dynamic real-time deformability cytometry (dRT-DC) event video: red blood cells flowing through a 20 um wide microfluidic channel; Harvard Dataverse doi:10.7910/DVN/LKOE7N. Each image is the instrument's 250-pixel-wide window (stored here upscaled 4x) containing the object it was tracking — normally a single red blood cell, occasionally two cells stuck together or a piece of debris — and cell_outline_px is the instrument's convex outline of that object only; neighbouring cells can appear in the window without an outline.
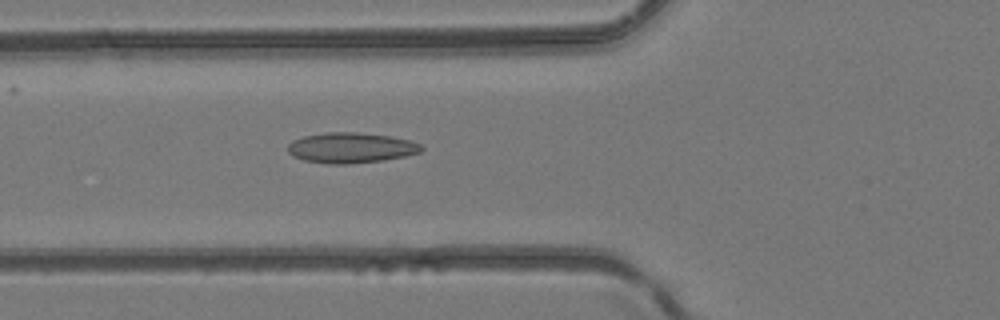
{"species": "common noctule bat (a hibernating species)", "species_latin": "Nyctalus noctula", "temperature_condition": "room temperature", "stored_images_in_passage": 42, "camera_frame_rate_fps": 3000, "um_per_image_px": 0.085, "animal": {"sex": "female", "body_mass_g": 24.6, "forearm_length_mm": 56.2}, "frame": {"image": 1, "passage_image": 12, "time_ms": 3.667, "image_size_px": [1000, 320], "cell_outline_px": [[424, 148], [420, 152], [404, 156], [384, 160], [348, 164], [328, 164], [304, 160], [292, 156], [288, 152], [288, 144], [292, 140], [304, 136], [328, 132], [356, 132], [388, 136], [408, 140], [420, 144]], "centroid_in_image_um": [29.79, 12.57], "position_along_channel_um": 96.0, "area_um2": 23.58}}
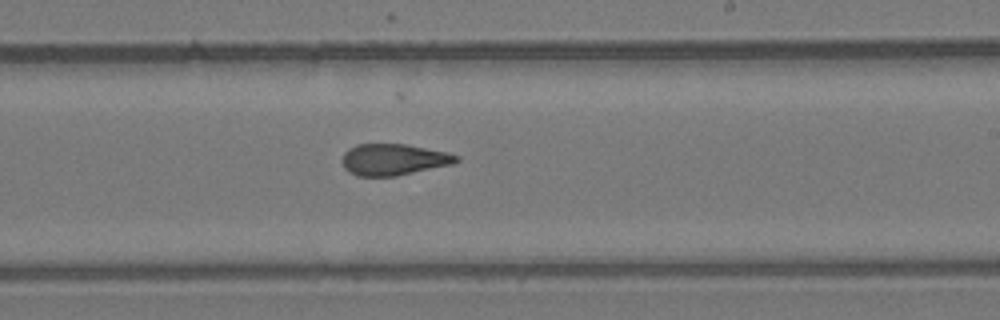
{"frame": {"image": 2, "passage_image": 23, "time_ms": 7.333, "image_size_px": [1000, 320], "cell_outline_px": [[460, 160], [456, 164], [396, 176], [356, 176], [348, 172], [344, 168], [340, 160], [344, 152], [356, 144], [404, 144], [448, 152], [460, 156]], "centroid_in_image_um": [33.47, 13.57], "position_along_channel_um": 255.5, "area_um2": 21.27}}
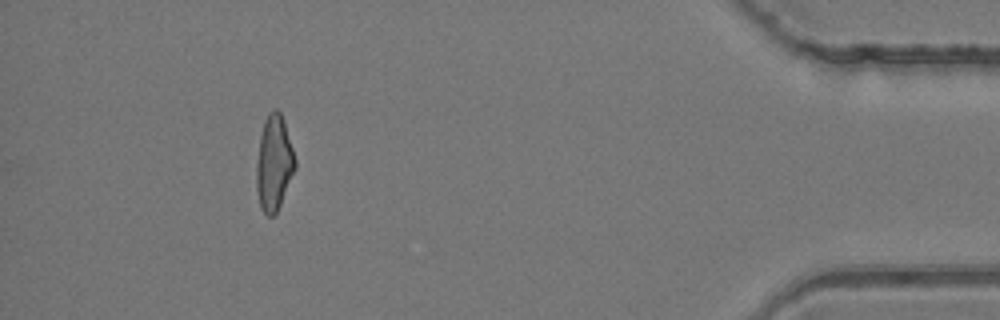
{"frame": {"image": 3, "passage_image": 38, "time_ms": 12.333, "image_size_px": [1000, 320], "cell_outline_px": [[296, 168], [280, 204], [276, 212], [272, 216], [268, 216], [260, 208], [256, 188], [256, 164], [260, 136], [264, 120], [268, 112], [272, 108], [276, 108], [280, 112], [296, 160]], "centroid_in_image_um": [23.27, 13.86], "position_along_channel_um": 411.9, "area_um2": 21.33}}